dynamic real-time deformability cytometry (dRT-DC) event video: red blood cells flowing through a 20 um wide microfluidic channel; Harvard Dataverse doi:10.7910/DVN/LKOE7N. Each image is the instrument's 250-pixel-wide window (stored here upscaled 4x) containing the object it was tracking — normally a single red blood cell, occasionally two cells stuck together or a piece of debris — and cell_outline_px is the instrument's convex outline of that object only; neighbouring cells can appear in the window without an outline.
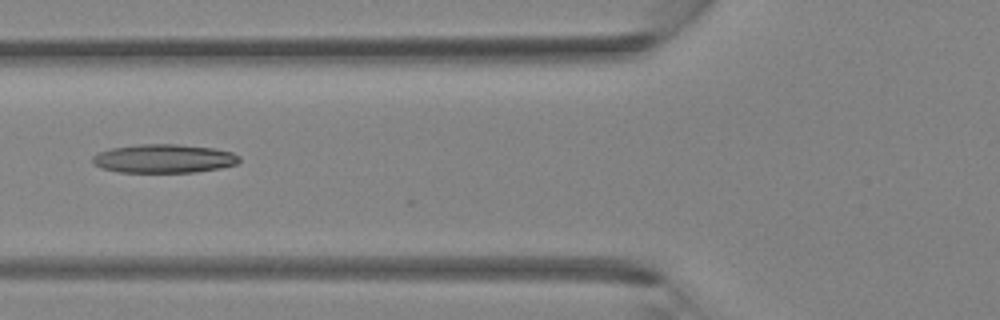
{"species": "Egyptian fruit bat (a non-hibernating species)", "species_latin": "Rousettus aegyptiacus", "temperature_condition": "room temperature", "stored_images_in_passage": 4, "camera_frame_rate_fps": 3000, "um_per_image_px": 0.085, "animal": {"sex": "female"}, "frame": {"image": 1, "passage_image": 4, "time_ms": 3.333, "image_size_px": [1000, 320], "cell_outline_px": [[240, 160], [236, 164], [220, 168], [196, 172], [120, 172], [104, 168], [92, 164], [92, 156], [96, 152], [112, 148], [136, 144], [176, 144], [212, 148], [232, 152], [240, 156]], "centroid_in_image_um": [13.91, 13.47], "position_along_channel_um": 111.9, "area_um2": 24.57}}